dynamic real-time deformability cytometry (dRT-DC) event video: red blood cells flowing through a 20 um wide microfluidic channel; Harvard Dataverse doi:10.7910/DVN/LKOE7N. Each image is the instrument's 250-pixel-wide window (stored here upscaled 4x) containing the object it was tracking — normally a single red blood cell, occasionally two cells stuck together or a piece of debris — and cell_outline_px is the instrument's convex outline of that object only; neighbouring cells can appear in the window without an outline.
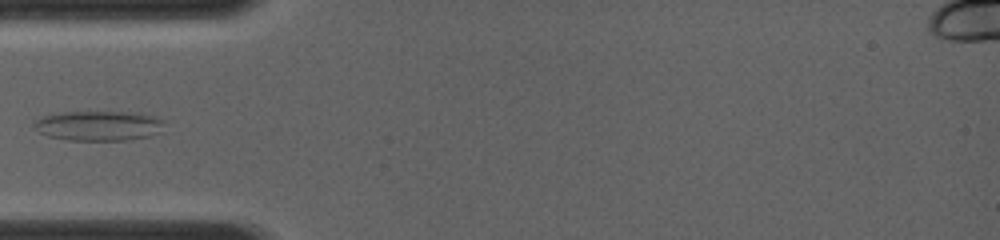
{"species": "common noctule bat (a hibernating species)", "species_latin": "Nyctalus noctula", "temperature_condition": "room temperature", "stored_images_in_passage": 13, "camera_frame_rate_fps": 4000, "um_per_image_px": 0.085, "animal": {"sex": "female", "body_mass_g": 19.0, "forearm_length_mm": 56.7}, "frame": {"image": 1, "passage_image": 1, "time_ms": 0.0, "image_size_px": [1000, 240], "cell_outline_px": [[164, 120], [148, 136], [120, 140], [72, 140], [52, 136], [40, 132], [32, 124], [36, 120], [44, 116], [64, 112], [140, 112], [156, 116]], "centroid_in_image_um": [8.34, 10.66], "position_along_channel_um": 76.7, "area_um2": 21.91}}
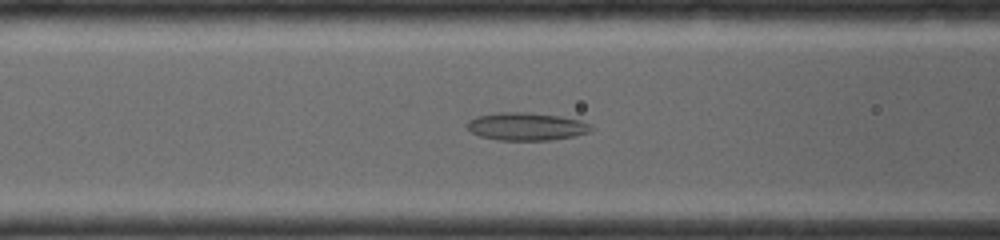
{"frame": {"image": 2, "passage_image": 8, "time_ms": 1.0, "image_size_px": [1000, 240], "cell_outline_px": [[592, 128], [588, 132], [572, 136], [548, 140], [500, 140], [480, 136], [472, 132], [468, 128], [468, 120], [476, 116], [500, 112], [528, 112], [560, 116], [580, 120], [588, 124]], "centroid_in_image_um": [44.71, 10.74], "position_along_channel_um": 121.9, "area_um2": 19.83}}
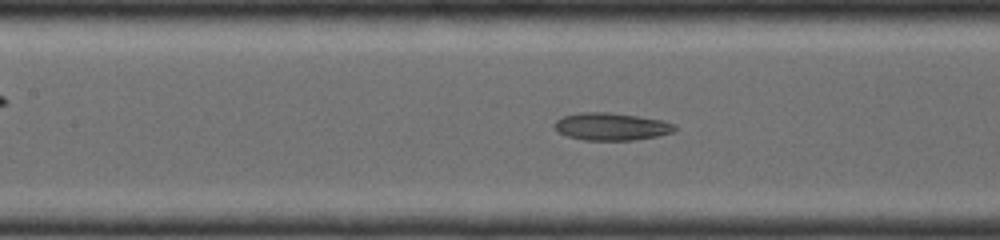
{"frame": {"image": 3, "passage_image": 11, "time_ms": 1.75, "image_size_px": [1000, 240], "cell_outline_px": [[676, 128], [672, 132], [656, 136], [632, 140], [584, 140], [568, 136], [560, 132], [556, 128], [556, 120], [564, 116], [580, 112], [608, 112], [636, 116], [660, 120], [672, 124]], "centroid_in_image_um": [51.94, 10.75], "position_along_channel_um": 155.5, "area_um2": 18.79}}